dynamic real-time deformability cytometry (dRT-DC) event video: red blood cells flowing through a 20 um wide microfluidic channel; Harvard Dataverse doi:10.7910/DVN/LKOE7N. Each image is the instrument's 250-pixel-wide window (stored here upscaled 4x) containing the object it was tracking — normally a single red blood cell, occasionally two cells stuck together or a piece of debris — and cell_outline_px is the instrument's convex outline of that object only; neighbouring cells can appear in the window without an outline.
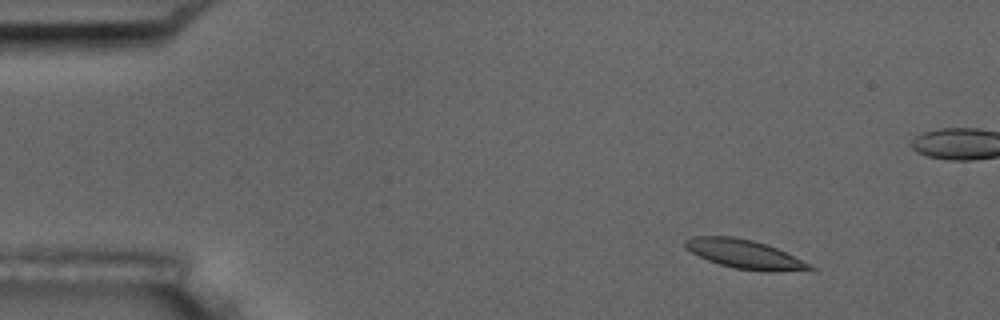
{"species": "common noctule bat (a hibernating species)", "species_latin": "Nyctalus noctula", "temperature_condition": "room temperature", "stored_images_in_passage": 5, "camera_frame_rate_fps": 3000, "um_per_image_px": 0.085, "animal": {"sex": "male", "body_mass_g": 17.5, "forearm_length_mm": 52.3}, "frame": {"image": 1, "passage_image": 1, "time_ms": 0.0, "image_size_px": [1000, 320], "cell_outline_px": [[816, 268], [772, 272], [736, 268], [720, 264], [708, 260], [684, 248], [684, 240], [692, 236], [736, 236], [752, 240], [776, 248]], "centroid_in_image_um": [63.18, 21.58], "position_along_channel_um": 21.8, "area_um2": 20.4}}